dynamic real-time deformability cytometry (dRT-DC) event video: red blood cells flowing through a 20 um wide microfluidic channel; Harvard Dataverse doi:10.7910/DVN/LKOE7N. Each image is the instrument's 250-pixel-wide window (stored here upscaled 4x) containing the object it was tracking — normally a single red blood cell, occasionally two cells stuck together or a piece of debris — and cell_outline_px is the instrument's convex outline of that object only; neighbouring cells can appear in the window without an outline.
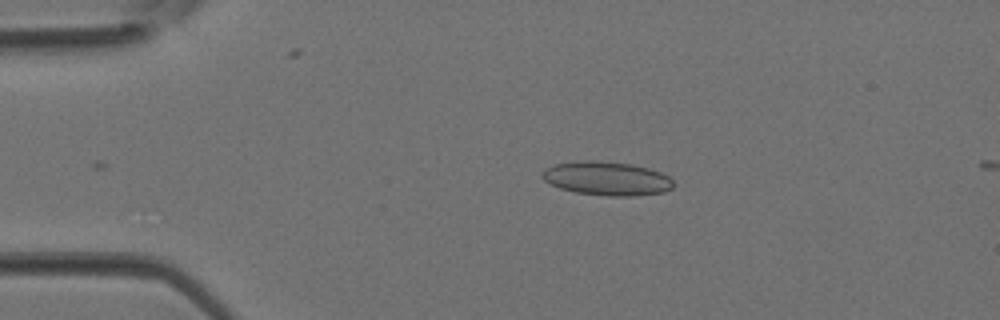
{"species": "Egyptian fruit bat (a non-hibernating species)", "species_latin": "Rousettus aegyptiacus", "temperature_condition": "room temperature", "stored_images_in_passage": 2, "camera_frame_rate_fps": 3000, "um_per_image_px": 0.085, "animal": {"sex": "female"}, "frame": {"image": 1, "passage_image": 1, "time_ms": 0.0, "image_size_px": [1000, 320], "cell_outline_px": [[672, 188], [664, 192], [632, 196], [608, 196], [576, 192], [560, 188], [544, 180], [540, 176], [544, 168], [556, 164], [576, 160], [596, 160], [632, 164], [648, 168], [660, 172], [668, 176], [672, 180]], "centroid_in_image_um": [51.55, 15.16], "position_along_channel_um": 33.4, "area_um2": 25.89}}